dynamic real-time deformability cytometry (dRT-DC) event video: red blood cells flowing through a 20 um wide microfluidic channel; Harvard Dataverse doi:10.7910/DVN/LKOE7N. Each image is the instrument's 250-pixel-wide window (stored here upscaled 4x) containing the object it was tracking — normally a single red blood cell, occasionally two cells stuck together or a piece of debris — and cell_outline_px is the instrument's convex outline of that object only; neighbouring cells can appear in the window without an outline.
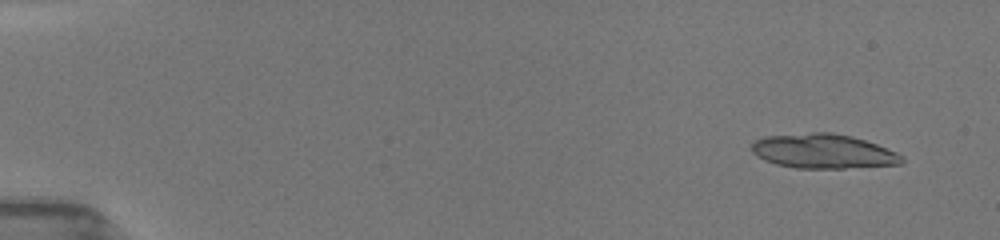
{"species": "common noctule bat (a hibernating species)", "species_latin": "Nyctalus noctula", "temperature_condition": "room temperature", "stored_images_in_passage": 14, "camera_frame_rate_fps": 3000, "um_per_image_px": 0.085, "animal": {"sex": "female", "body_mass_g": 19.5, "forearm_length_mm": 54.1}, "frame": {"image": 1, "passage_image": 3, "time_ms": 1.0, "image_size_px": [1000, 240], "cell_outline_px": [[904, 164], [844, 168], [796, 168], [776, 164], [764, 160], [756, 156], [752, 152], [752, 144], [756, 140], [764, 136], [812, 132], [832, 132], [852, 136], [876, 144], [896, 152], [904, 156]], "centroid_in_image_um": [69.98, 12.85], "position_along_channel_um": 15.0, "area_um2": 30.29}}
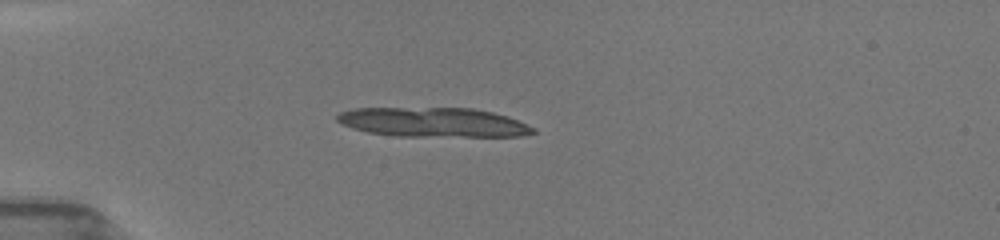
{"frame": {"image": 2, "passage_image": 12, "time_ms": 4.667, "image_size_px": [1000, 240], "cell_outline_px": [[536, 132], [520, 136], [396, 136], [368, 132], [352, 128], [336, 120], [336, 116], [340, 112], [352, 108], [472, 108], [492, 112], [508, 116], [536, 128]], "centroid_in_image_um": [36.83, 10.39], "position_along_channel_um": 48.2, "area_um2": 33.58}}